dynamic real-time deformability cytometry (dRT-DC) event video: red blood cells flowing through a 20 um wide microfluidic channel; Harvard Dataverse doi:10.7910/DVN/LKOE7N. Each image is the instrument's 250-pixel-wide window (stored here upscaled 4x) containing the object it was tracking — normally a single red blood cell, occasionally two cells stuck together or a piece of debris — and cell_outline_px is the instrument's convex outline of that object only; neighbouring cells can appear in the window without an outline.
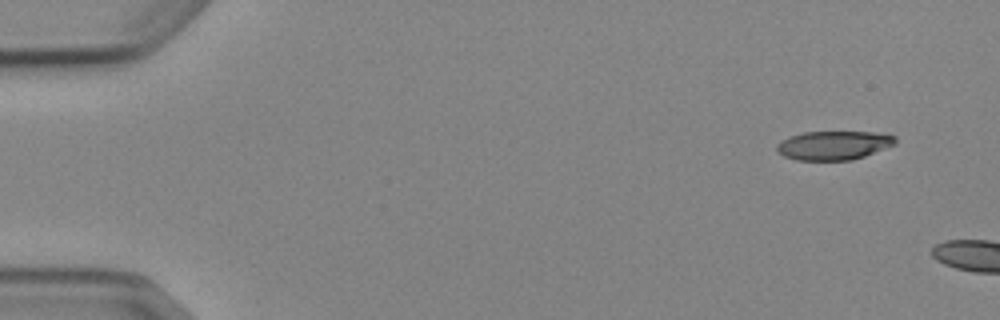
{"species": "Egyptian fruit bat (a non-hibernating species)", "species_latin": "Rousettus aegyptiacus", "temperature_condition": "cold", "stored_images_in_passage": 4, "camera_frame_rate_fps": 3000, "um_per_image_px": 0.085, "animal": {"sex": "female"}, "frame": {"image": 1, "passage_image": 1, "time_ms": 0.0, "image_size_px": [1000, 320], "cell_outline_px": [[896, 144], [864, 156], [852, 160], [796, 160], [784, 156], [776, 148], [776, 144], [780, 140], [788, 136], [804, 132], [872, 132], [896, 136]], "centroid_in_image_um": [70.84, 12.35], "position_along_channel_um": 14.2, "area_um2": 19.94}}